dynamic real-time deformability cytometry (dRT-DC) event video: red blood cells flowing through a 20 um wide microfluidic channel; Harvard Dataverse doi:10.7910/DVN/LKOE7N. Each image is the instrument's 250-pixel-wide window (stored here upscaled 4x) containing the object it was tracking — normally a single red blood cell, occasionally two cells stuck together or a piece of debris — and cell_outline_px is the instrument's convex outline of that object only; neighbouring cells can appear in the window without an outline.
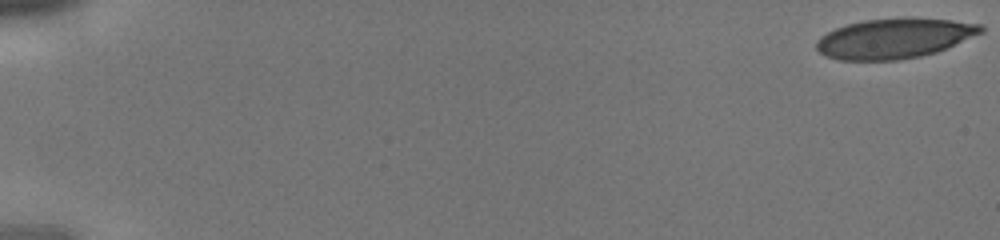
{"species": "human", "species_latin": "Homo sapiens", "temperature_condition": "cold", "stored_images_in_passage": 13, "camera_frame_rate_fps": 3000, "um_per_image_px": 0.085, "donor": {"sex": "male"}, "frame": {"image": 1, "passage_image": 1, "time_ms": 0.0, "image_size_px": [1000, 240], "cell_outline_px": [[984, 32], [936, 52], [920, 56], [900, 60], [840, 60], [824, 56], [816, 48], [816, 40], [820, 36], [836, 28], [848, 24], [864, 20], [904, 16], [908, 16], [952, 20], [984, 24]], "centroid_in_image_um": [76.04, 3.24], "position_along_channel_um": 9.0, "area_um2": 38.84}}
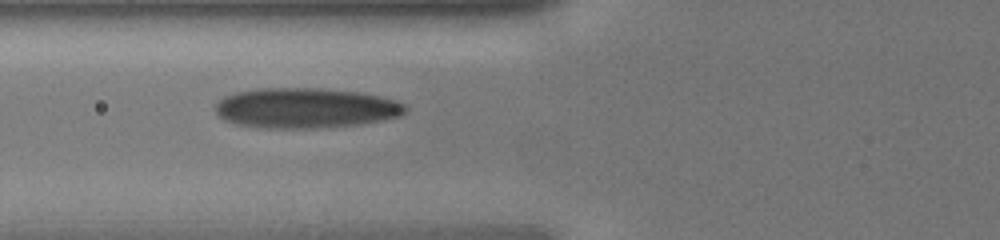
{"frame": {"image": 2, "passage_image": 11, "time_ms": 3.333, "image_size_px": [1000, 240], "cell_outline_px": [[408, 108], [400, 116], [380, 120], [356, 124], [308, 128], [264, 128], [240, 124], [224, 120], [216, 112], [216, 104], [224, 96], [236, 92], [256, 88], [320, 88], [356, 92], [380, 96], [396, 100], [404, 104]], "centroid_in_image_um": [25.95, 9.17], "position_along_channel_um": 99.8, "area_um2": 44.1}}
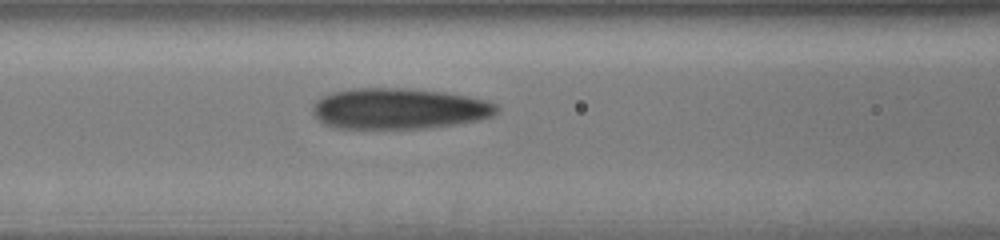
{"frame": {"image": 3, "passage_image": 13, "time_ms": 4.0, "image_size_px": [1000, 240], "cell_outline_px": [[500, 108], [492, 116], [480, 120], [456, 124], [428, 128], [332, 128], [324, 124], [312, 112], [312, 104], [320, 96], [332, 92], [356, 88], [404, 88], [440, 92], [468, 96], [488, 100], [496, 104]], "centroid_in_image_um": [33.9, 9.24], "position_along_channel_um": 132.7, "area_um2": 44.04}}